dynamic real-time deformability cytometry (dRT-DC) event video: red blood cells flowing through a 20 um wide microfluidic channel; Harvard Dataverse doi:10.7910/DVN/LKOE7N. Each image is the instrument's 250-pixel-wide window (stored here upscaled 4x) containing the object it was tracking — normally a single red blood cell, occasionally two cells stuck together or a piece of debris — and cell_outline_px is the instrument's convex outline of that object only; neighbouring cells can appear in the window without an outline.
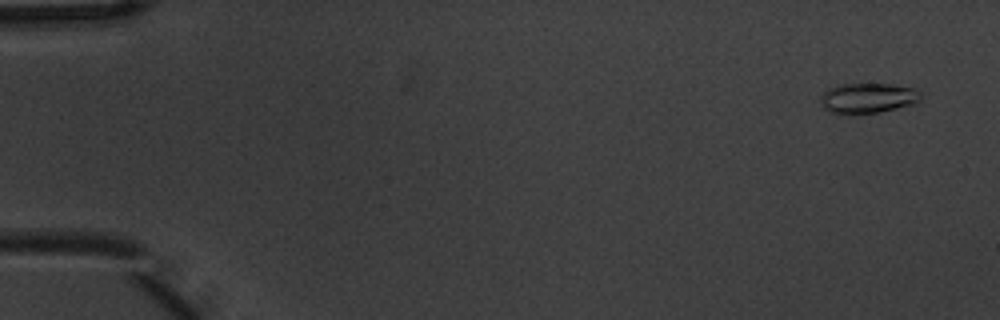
{"species": "common noctule bat (a hibernating species)", "species_latin": "Nyctalus noctula", "temperature_condition": "warm", "stored_images_in_passage": 5, "camera_frame_rate_fps": 3000, "um_per_image_px": 0.085, "animal": {"sex": "male", "body_mass_g": 20.1, "forearm_length_mm": 53.5}, "frame": {"image": 1, "passage_image": 1, "time_ms": 0.0, "image_size_px": [1000, 320], "cell_outline_px": [[924, 96], [920, 100], [912, 104], [880, 112], [848, 116], [832, 112], [824, 108], [820, 100], [820, 96], [828, 88], [840, 84], [892, 84], [920, 88], [924, 92]], "centroid_in_image_um": [73.82, 8.34], "position_along_channel_um": 11.2, "area_um2": 18.26}}